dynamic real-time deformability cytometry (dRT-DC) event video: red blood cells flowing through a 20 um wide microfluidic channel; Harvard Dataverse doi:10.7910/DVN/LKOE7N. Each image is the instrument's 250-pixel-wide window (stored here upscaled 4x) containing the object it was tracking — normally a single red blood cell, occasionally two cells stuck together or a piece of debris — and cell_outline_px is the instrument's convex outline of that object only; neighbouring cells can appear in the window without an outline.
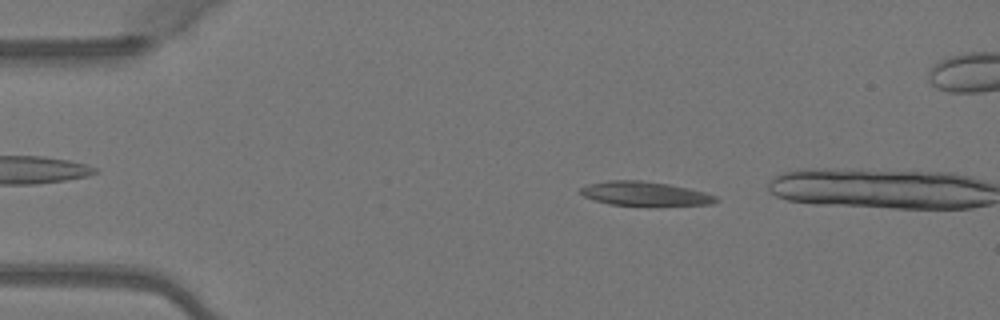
{"species": "Egyptian fruit bat (a non-hibernating species)", "species_latin": "Rousettus aegyptiacus", "temperature_condition": "warm", "stored_images_in_passage": 10, "camera_frame_rate_fps": 3000, "um_per_image_px": 0.085, "animal": {"sex": "female"}, "frame": {"image": 1, "passage_image": 6, "time_ms": 1.667, "image_size_px": [1000, 320], "cell_outline_px": [[720, 200], [712, 204], [608, 204], [584, 196], [580, 192], [580, 188], [588, 184], [608, 180], [640, 180], [668, 184], [688, 188], [704, 192], [716, 196]], "centroid_in_image_um": [54.79, 16.43], "position_along_channel_um": 30.2, "area_um2": 18.38}}